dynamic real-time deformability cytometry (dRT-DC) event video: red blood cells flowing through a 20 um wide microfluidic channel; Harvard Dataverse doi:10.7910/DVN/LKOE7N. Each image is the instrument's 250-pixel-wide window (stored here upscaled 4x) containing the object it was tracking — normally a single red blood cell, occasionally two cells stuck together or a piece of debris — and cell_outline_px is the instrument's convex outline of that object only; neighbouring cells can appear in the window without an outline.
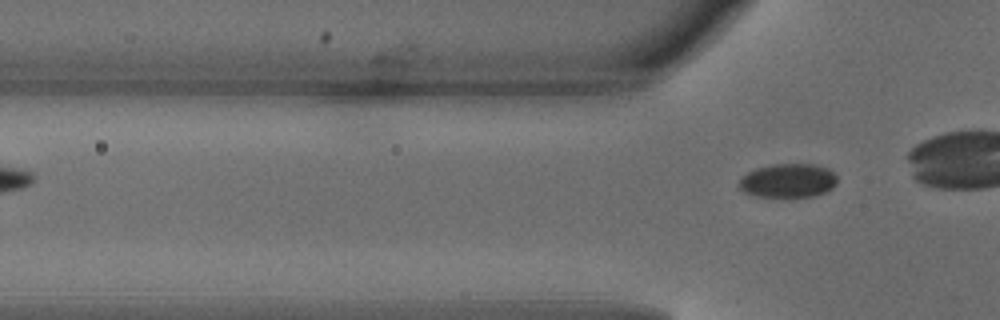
{"species": "common noctule bat (a hibernating species)", "species_latin": "Nyctalus noctula", "temperature_condition": "warm", "stored_images_in_passage": 3, "camera_frame_rate_fps": 3000, "um_per_image_px": 0.085, "animal": {"sex": "male", "body_mass_g": 18.8}, "frame": {"image": 1, "passage_image": 3, "time_ms": 0.667, "image_size_px": [1000, 320], "cell_outline_px": [[836, 184], [828, 192], [812, 196], [756, 196], [744, 192], [740, 188], [740, 180], [748, 172], [756, 168], [772, 164], [816, 164], [828, 168], [836, 176]], "centroid_in_image_um": [67.02, 15.34], "position_along_channel_um": 58.8, "area_um2": 19.25}}